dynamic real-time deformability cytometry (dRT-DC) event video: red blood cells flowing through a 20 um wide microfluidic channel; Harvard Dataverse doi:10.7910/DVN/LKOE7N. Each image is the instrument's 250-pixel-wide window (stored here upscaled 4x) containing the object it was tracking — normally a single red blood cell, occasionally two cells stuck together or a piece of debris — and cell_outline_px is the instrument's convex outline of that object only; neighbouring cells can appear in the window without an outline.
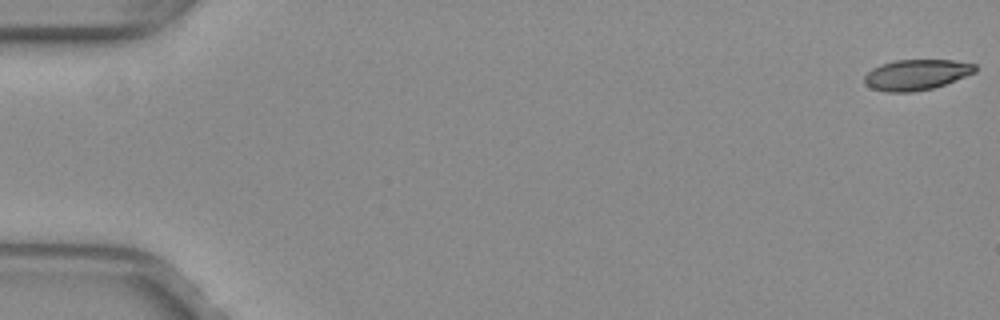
{"species": "common noctule bat (a hibernating species)", "species_latin": "Nyctalus noctula", "temperature_condition": "warm", "stored_images_in_passage": 53, "camera_frame_rate_fps": 3000, "um_per_image_px": 0.085, "animal": {"sex": "female", "body_mass_g": 29.2, "forearm_length_mm": 56.3}, "frame": {"image": 1, "passage_image": 1, "time_ms": 0.0, "image_size_px": [1000, 320], "cell_outline_px": [[976, 72], [944, 84], [932, 88], [912, 92], [884, 92], [872, 88], [864, 80], [864, 76], [872, 68], [880, 64], [896, 60], [952, 60], [976, 64]], "centroid_in_image_um": [77.88, 6.34], "position_along_channel_um": 7.1, "area_um2": 19.59}}
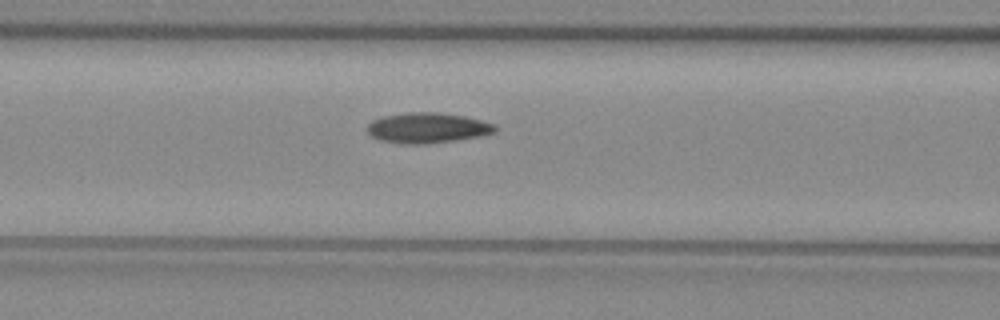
{"frame": {"image": 2, "passage_image": 23, "time_ms": 7.333, "image_size_px": [1000, 320], "cell_outline_px": [[496, 132], [480, 136], [456, 140], [428, 144], [404, 144], [380, 140], [368, 136], [368, 124], [372, 120], [384, 116], [408, 112], [440, 112], [464, 116], [496, 124]], "centroid_in_image_um": [36.32, 10.87], "position_along_channel_um": 130.3, "area_um2": 22.77}}
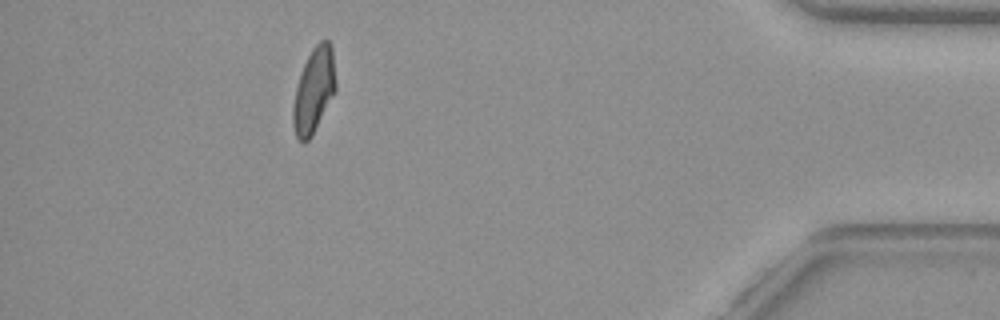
{"frame": {"image": 3, "passage_image": 48, "time_ms": 15.667, "image_size_px": [1000, 320], "cell_outline_px": [[336, 88], [312, 136], [304, 144], [296, 136], [292, 124], [292, 108], [296, 88], [300, 72], [312, 48], [320, 40], [328, 40], [332, 44], [336, 84]], "centroid_in_image_um": [26.66, 7.67], "position_along_channel_um": 408.5, "area_um2": 21.1}, "authors_computed_cell_mechanics": {"area_um2": 21.3282, "velocity_mm_per_s": 3.9828, "shape_relaxation_time_tau1_ms": 9.3037, "shape_relaxation_time_tau2_ms": 1.8591, "deformation_change_tau1": 0.2175, "deformation_change_tau2": 0.075}}